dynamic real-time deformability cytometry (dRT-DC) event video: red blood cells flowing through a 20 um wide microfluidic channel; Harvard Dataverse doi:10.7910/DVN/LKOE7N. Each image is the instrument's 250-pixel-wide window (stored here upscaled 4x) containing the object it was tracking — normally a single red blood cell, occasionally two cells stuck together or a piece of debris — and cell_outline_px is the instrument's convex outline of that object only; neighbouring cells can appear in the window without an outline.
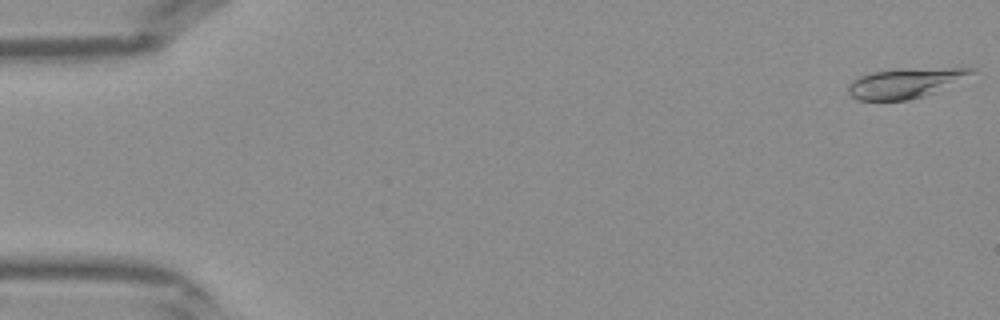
{"species": "Egyptian fruit bat (a non-hibernating species)", "species_latin": "Rousettus aegyptiacus", "temperature_condition": "warm", "stored_images_in_passage": 41, "camera_frame_rate_fps": 3000, "um_per_image_px": 0.085, "frame": {"image": 1, "passage_image": 1, "time_ms": 0.0, "image_size_px": [1000, 320], "cell_outline_px": [[980, 72], [924, 96], [908, 100], [856, 100], [848, 92], [848, 84], [852, 80], [860, 76], [872, 72], [900, 68], [976, 68]], "centroid_in_image_um": [76.97, 7.04], "position_along_channel_um": 8.0, "area_um2": 21.62}}
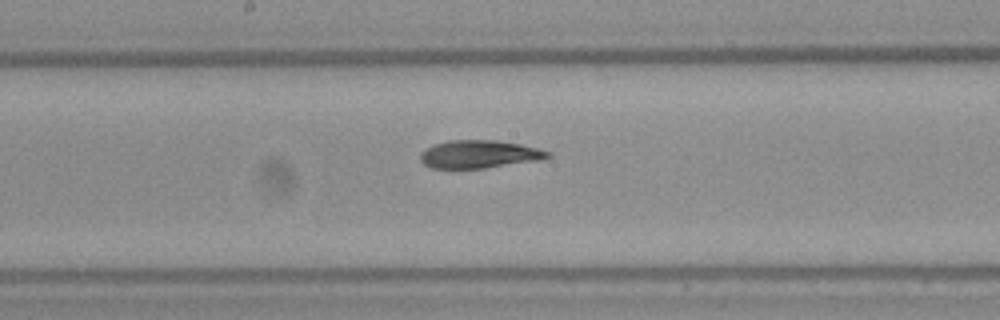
{"frame": {"image": 2, "passage_image": 22, "time_ms": 7.0, "image_size_px": [1000, 320], "cell_outline_px": [[552, 156], [544, 160], [484, 168], [432, 168], [424, 164], [420, 160], [420, 152], [432, 144], [448, 140], [496, 140], [520, 144], [540, 148], [552, 152]], "centroid_in_image_um": [40.78, 13.1], "position_along_channel_um": 207.4, "area_um2": 21.1}}
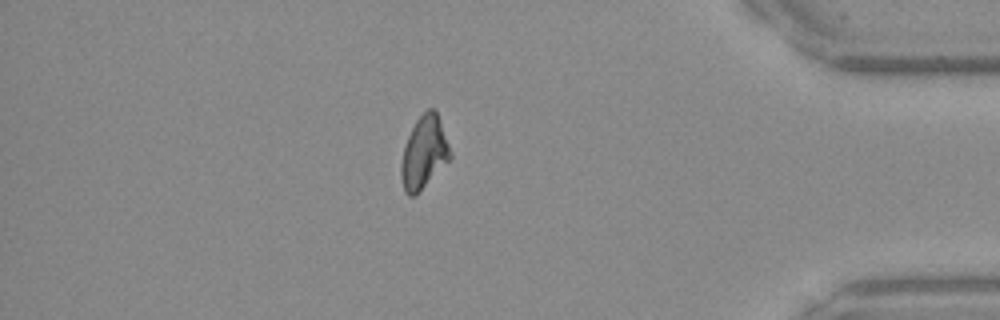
{"frame": {"image": 3, "passage_image": 36, "time_ms": 11.667, "image_size_px": [1000, 320], "cell_outline_px": [[452, 156], [416, 196], [408, 196], [404, 192], [400, 176], [400, 164], [404, 144], [416, 120], [428, 108], [432, 108], [436, 112], [440, 120]], "centroid_in_image_um": [36.0, 13.0], "position_along_channel_um": 399.2, "area_um2": 20.63}}